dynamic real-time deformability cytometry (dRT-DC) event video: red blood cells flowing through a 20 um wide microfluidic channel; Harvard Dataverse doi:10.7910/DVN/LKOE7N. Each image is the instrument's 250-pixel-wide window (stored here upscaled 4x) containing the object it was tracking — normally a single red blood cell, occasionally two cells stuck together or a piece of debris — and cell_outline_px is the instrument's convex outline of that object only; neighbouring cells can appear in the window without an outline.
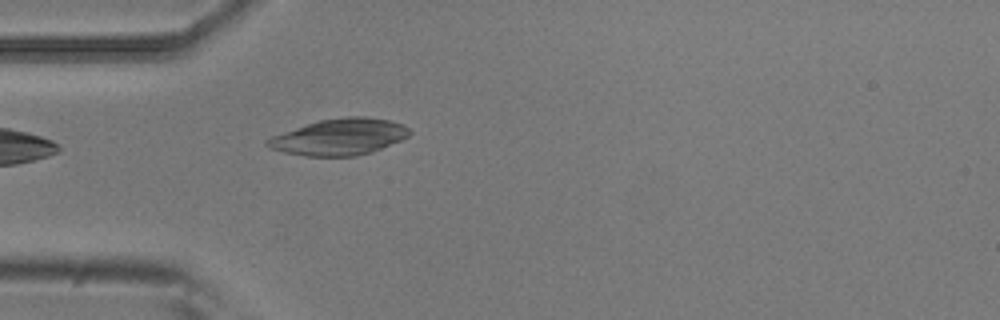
{"species": "common noctule bat (a hibernating species)", "species_latin": "Nyctalus noctula", "temperature_condition": "room temperature", "stored_images_in_passage": 5, "camera_frame_rate_fps": 3000, "um_per_image_px": 0.085, "animal": {"sex": "male", "body_mass_g": 20.5, "forearm_length_mm": 52.5}, "frame": {"image": 1, "passage_image": 5, "time_ms": 1.333, "image_size_px": [1000, 320], "cell_outline_px": [[412, 132], [408, 136], [400, 140], [372, 152], [356, 156], [304, 156], [284, 152], [268, 148], [264, 144], [264, 140], [272, 136], [320, 120], [348, 116], [364, 116], [388, 120], [404, 124]], "centroid_in_image_um": [28.84, 11.64], "position_along_channel_um": 56.2, "area_um2": 30.0}}